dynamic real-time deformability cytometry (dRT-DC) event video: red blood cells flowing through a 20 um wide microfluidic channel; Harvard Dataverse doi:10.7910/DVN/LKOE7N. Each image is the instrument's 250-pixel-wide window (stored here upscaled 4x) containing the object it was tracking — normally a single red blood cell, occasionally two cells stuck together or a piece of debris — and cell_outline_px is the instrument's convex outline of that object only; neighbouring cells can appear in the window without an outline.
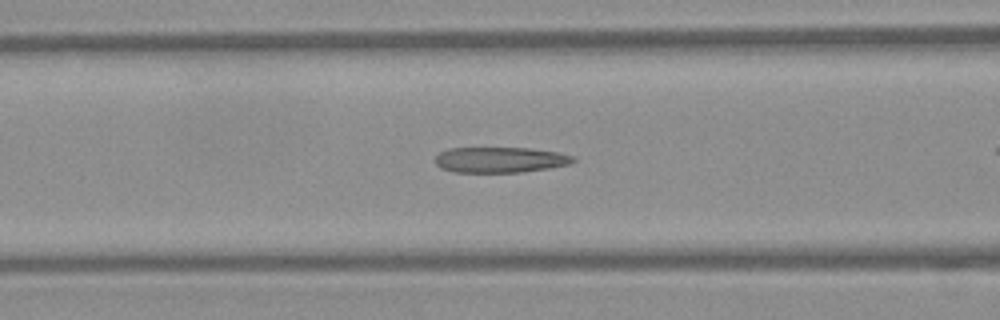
{"species": "Egyptian fruit bat (a non-hibernating species)", "species_latin": "Rousettus aegyptiacus", "temperature_condition": "warm", "stored_images_in_passage": 31, "camera_frame_rate_fps": 3000, "um_per_image_px": 0.085, "frame": {"image": 1, "passage_image": 6, "time_ms": 1.667, "image_size_px": [1000, 320], "cell_outline_px": [[576, 160], [568, 164], [548, 168], [524, 172], [452, 172], [440, 168], [436, 164], [436, 156], [440, 152], [448, 148], [528, 148], [556, 152], [572, 156]], "centroid_in_image_um": [42.46, 13.59], "position_along_channel_um": 124.1, "area_um2": 20.46}}
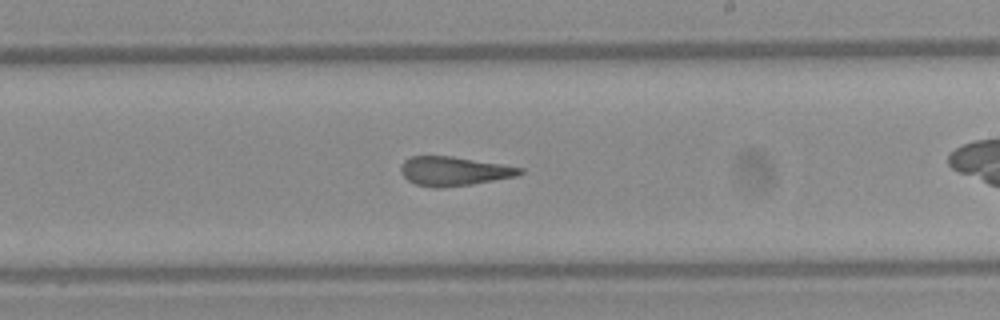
{"frame": {"image": 2, "passage_image": 15, "time_ms": 4.667, "image_size_px": [1000, 320], "cell_outline_px": [[524, 172], [516, 176], [472, 184], [440, 188], [436, 188], [416, 184], [408, 180], [400, 172], [400, 168], [404, 160], [412, 156], [452, 156], [524, 168]], "centroid_in_image_um": [38.57, 14.55], "position_along_channel_um": 250.4, "area_um2": 20.06}}
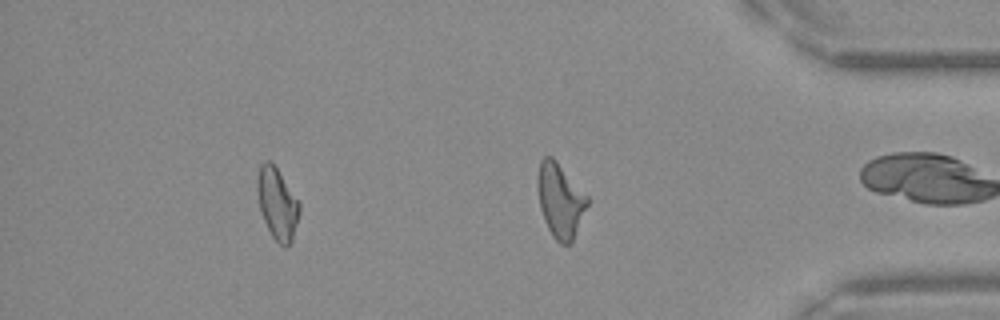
{"frame": {"image": 3, "passage_image": 26, "time_ms": 8.333, "image_size_px": [1000, 320], "cell_outline_px": [[300, 212], [292, 240], [284, 248], [272, 236], [264, 220], [260, 208], [256, 188], [256, 180], [260, 164], [264, 160], [268, 160], [276, 168], [300, 204]], "centroid_in_image_um": [23.55, 17.3], "position_along_channel_um": 411.7, "area_um2": 17.22}, "authors_computed_cell_mechanics": {"area_um2": 20.6924, "velocity_mm_per_s": 4.212, "shape_relaxation_time_tau1_ms": null, "shape_relaxation_time_tau2_ms": 2.2527, "deformation_change_tau1": null, "deformation_change_tau2": 0.141}}